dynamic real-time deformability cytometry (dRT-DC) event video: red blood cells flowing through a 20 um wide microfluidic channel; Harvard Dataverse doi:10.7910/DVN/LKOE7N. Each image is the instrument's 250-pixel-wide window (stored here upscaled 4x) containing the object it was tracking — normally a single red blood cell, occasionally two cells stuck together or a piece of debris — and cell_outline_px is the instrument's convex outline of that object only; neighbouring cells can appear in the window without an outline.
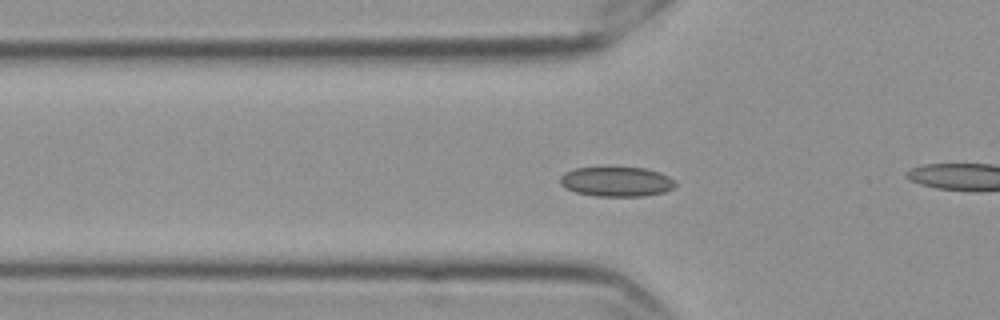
{"species": "Egyptian fruit bat (a non-hibernating species)", "species_latin": "Rousettus aegyptiacus", "temperature_condition": "cold", "stored_images_in_passage": 59, "camera_frame_rate_fps": 3000, "um_per_image_px": 0.085, "frame": {"image": 1, "passage_image": 20, "time_ms": 6.333, "image_size_px": [1000, 320], "cell_outline_px": [[676, 184], [672, 188], [664, 192], [644, 196], [596, 196], [576, 192], [560, 184], [560, 176], [564, 172], [576, 168], [644, 168], [660, 172], [668, 176]], "centroid_in_image_um": [52.39, 15.44], "position_along_channel_um": 73.4, "area_um2": 19.71}}
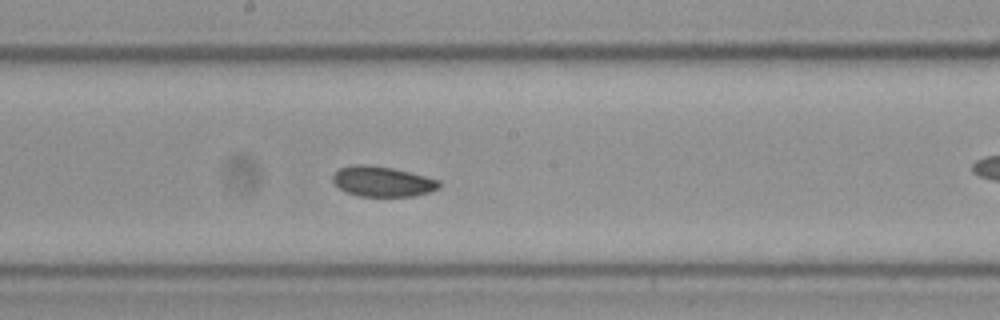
{"frame": {"image": 2, "passage_image": 32, "time_ms": 10.333, "image_size_px": [1000, 320], "cell_outline_px": [[440, 188], [428, 192], [412, 196], [356, 196], [344, 192], [332, 180], [332, 176], [340, 168], [352, 164], [368, 164], [392, 168], [440, 180]], "centroid_in_image_um": [32.47, 15.42], "position_along_channel_um": 215.7, "area_um2": 18.73}}
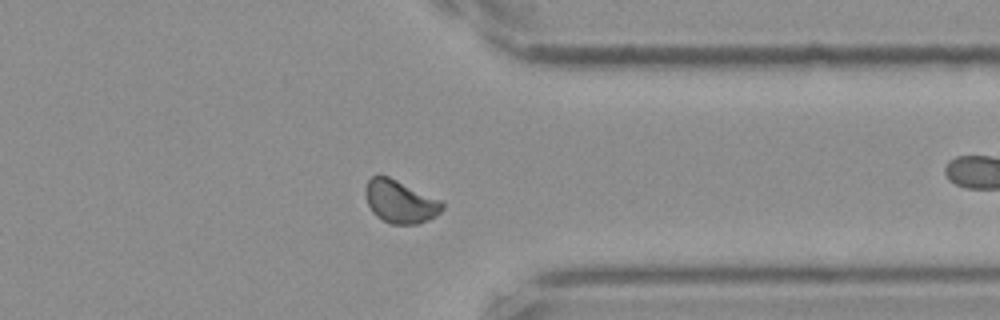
{"frame": {"image": 3, "passage_image": 46, "time_ms": 15.0, "image_size_px": [1000, 320], "cell_outline_px": [[444, 208], [436, 216], [428, 220], [416, 224], [392, 224], [376, 216], [372, 212], [368, 204], [364, 192], [364, 188], [368, 180], [372, 176], [388, 176], [440, 200], [444, 204]], "centroid_in_image_um": [34.0, 17.14], "position_along_channel_um": 377.4, "area_um2": 19.02}, "authors_computed_cell_mechanics": {"area_um2": 19.2474, "velocity_mm_per_s": 3.5372, "shape_relaxation_time_tau1_ms": null, "shape_relaxation_time_tau2_ms": 1.9876, "deformation_change_tau1": null, "deformation_change_tau2": 0.0425}}